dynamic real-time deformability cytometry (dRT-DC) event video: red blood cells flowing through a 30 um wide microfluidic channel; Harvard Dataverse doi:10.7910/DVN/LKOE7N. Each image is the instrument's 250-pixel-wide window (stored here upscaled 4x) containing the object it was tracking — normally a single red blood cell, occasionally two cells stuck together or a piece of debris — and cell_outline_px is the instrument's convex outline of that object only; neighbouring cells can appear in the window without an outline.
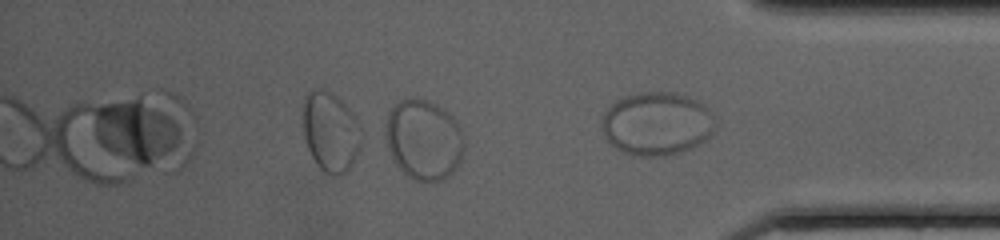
{"species": "common noctule bat (a hibernating species)", "species_latin": "Nyctalus noctula", "temperature_condition": "cold", "stored_images_in_passage": 30, "camera_frame_rate_fps": 3000, "um_per_image_px": 0.085, "animal": {"sex": "female", "body_mass_g": 20.0, "forearm_length_mm": 54.0}, "frame": {"image": 1, "passage_image": 26, "time_ms": 8.333, "image_size_px": [1000, 240], "cell_outline_px": [[464, 148], [460, 160], [456, 168], [452, 172], [440, 180], [416, 180], [408, 176], [396, 164], [388, 148], [384, 132], [388, 112], [400, 100], [424, 100], [436, 104], [452, 116], [460, 128], [464, 140]], "centroid_in_image_um": [36.01, 11.87], "position_along_channel_um": 399.2, "area_um2": 36.13}}